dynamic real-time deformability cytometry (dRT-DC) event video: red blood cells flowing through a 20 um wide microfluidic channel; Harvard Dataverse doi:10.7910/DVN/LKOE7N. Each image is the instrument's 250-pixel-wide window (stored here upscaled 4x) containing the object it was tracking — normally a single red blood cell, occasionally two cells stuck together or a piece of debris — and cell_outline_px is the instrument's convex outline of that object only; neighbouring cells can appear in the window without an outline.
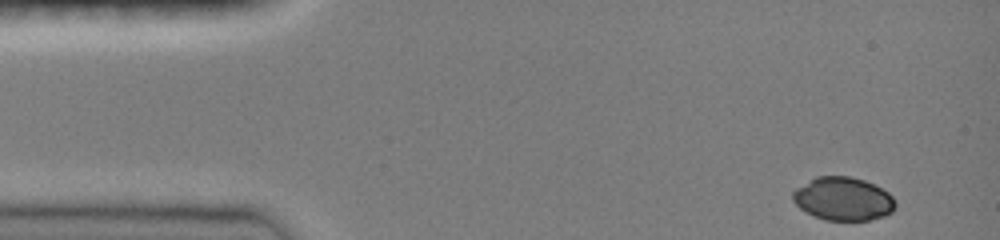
{"species": "common noctule bat (a hibernating species)", "species_latin": "Nyctalus noctula", "temperature_condition": "room temperature", "stored_images_in_passage": 57, "camera_frame_rate_fps": 3000, "um_per_image_px": 0.085, "animal": {"sex": "female", "body_mass_g": 19.0, "forearm_length_mm": 51.5}, "frame": {"image": 1, "passage_image": 1, "time_ms": 0.0, "image_size_px": [1000, 240], "cell_outline_px": [[896, 208], [892, 212], [884, 216], [868, 220], [824, 220], [800, 208], [792, 200], [792, 192], [796, 188], [816, 176], [848, 176], [864, 180], [888, 192], [892, 196], [896, 204]], "centroid_in_image_um": [71.67, 16.9], "position_along_channel_um": 13.3, "area_um2": 25.78}}
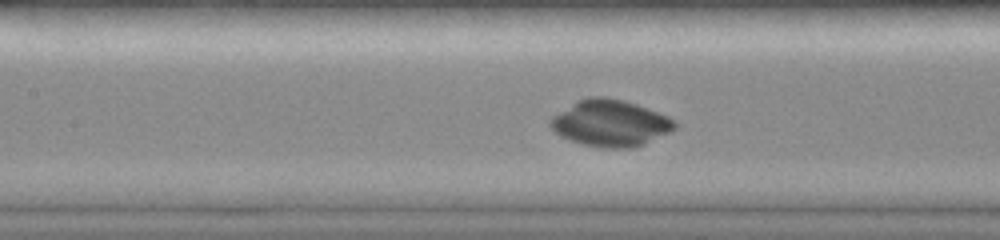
{"frame": {"image": 2, "passage_image": 26, "time_ms": 6.0, "image_size_px": [1000, 240], "cell_outline_px": [[676, 128], [672, 132], [644, 144], [632, 148], [604, 148], [584, 144], [568, 140], [560, 136], [548, 124], [548, 120], [552, 116], [576, 100], [588, 96], [604, 96], [624, 100], [636, 104], [668, 116], [676, 120]], "centroid_in_image_um": [51.87, 10.46], "position_along_channel_um": 155.5, "area_um2": 34.04}}
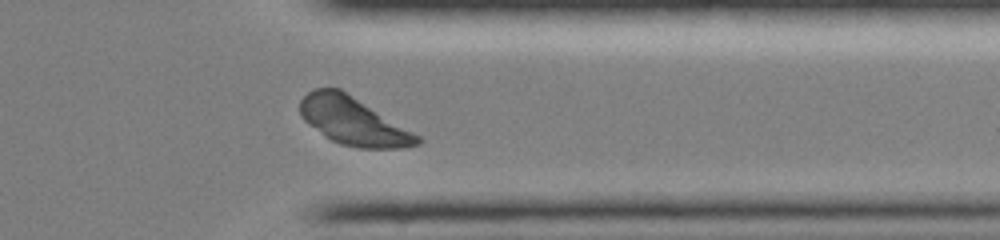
{"frame": {"image": 3, "passage_image": 50, "time_ms": 11.667, "image_size_px": [1000, 240], "cell_outline_px": [[424, 140], [420, 144], [400, 148], [360, 148], [340, 144], [324, 136], [308, 124], [300, 116], [300, 100], [308, 92], [316, 88], [340, 88], [420, 136]], "centroid_in_image_um": [30.02, 10.3], "position_along_channel_um": 381.4, "area_um2": 32.48}}